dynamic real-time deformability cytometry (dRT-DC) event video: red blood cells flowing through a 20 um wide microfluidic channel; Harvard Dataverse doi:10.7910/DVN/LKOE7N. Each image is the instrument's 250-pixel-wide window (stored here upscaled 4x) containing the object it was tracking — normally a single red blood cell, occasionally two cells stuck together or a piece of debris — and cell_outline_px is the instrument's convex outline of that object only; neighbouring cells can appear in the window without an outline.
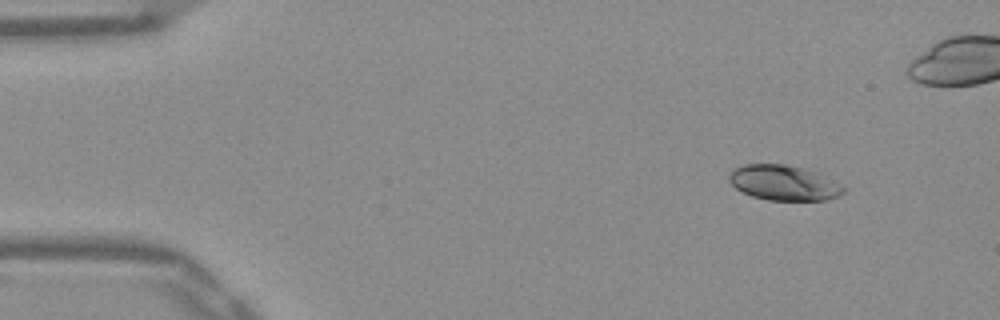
{"species": "Egyptian fruit bat (a non-hibernating species)", "species_latin": "Rousettus aegyptiacus", "temperature_condition": "warm", "stored_images_in_passage": 48, "camera_frame_rate_fps": 3000, "um_per_image_px": 0.085, "frame": {"image": 1, "passage_image": 1, "time_ms": 0.0, "image_size_px": [1000, 320], "cell_outline_px": [[848, 188], [840, 196], [828, 200], [768, 200], [752, 196], [736, 188], [728, 180], [728, 176], [736, 168], [744, 164], [784, 164], [816, 172], [844, 184]], "centroid_in_image_um": [66.69, 15.55], "position_along_channel_um": 18.3, "area_um2": 23.52}}
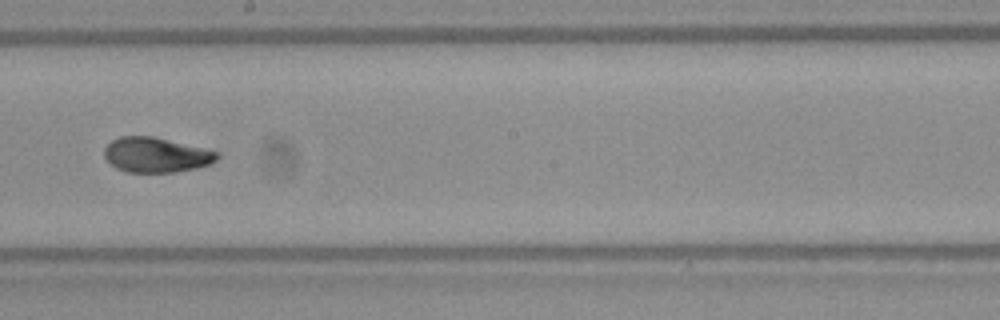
{"frame": {"image": 2, "passage_image": 25, "time_ms": 8.0, "image_size_px": [1000, 320], "cell_outline_px": [[220, 156], [212, 164], [196, 168], [172, 172], [128, 172], [116, 168], [104, 156], [104, 148], [112, 140], [120, 136], [152, 136], [204, 148], [220, 152]], "centroid_in_image_um": [13.29, 13.16], "position_along_channel_um": 234.9, "area_um2": 22.95}}
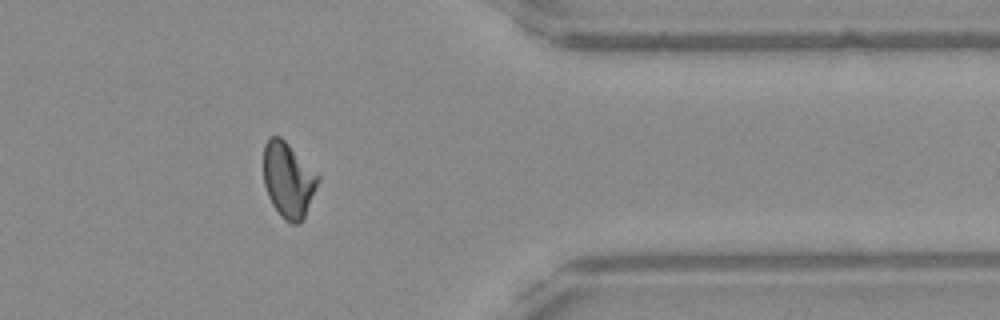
{"frame": {"image": 3, "passage_image": 38, "time_ms": 12.333, "image_size_px": [1000, 320], "cell_outline_px": [[320, 180], [304, 216], [300, 224], [292, 224], [284, 220], [280, 216], [272, 204], [268, 196], [264, 184], [264, 144], [268, 136], [280, 136], [320, 176]], "centroid_in_image_um": [24.49, 15.3], "position_along_channel_um": 386.9, "area_um2": 23.81}, "authors_computed_cell_mechanics": {"area_um2": 23.698, "velocity_mm_per_s": 3.8893, "shape_relaxation_time_tau1_ms": 7.2429, "shape_relaxation_time_tau2_ms": 1.0136, "deformation_change_tau1": 0.1905, "deformation_change_tau2": 0.0449}}